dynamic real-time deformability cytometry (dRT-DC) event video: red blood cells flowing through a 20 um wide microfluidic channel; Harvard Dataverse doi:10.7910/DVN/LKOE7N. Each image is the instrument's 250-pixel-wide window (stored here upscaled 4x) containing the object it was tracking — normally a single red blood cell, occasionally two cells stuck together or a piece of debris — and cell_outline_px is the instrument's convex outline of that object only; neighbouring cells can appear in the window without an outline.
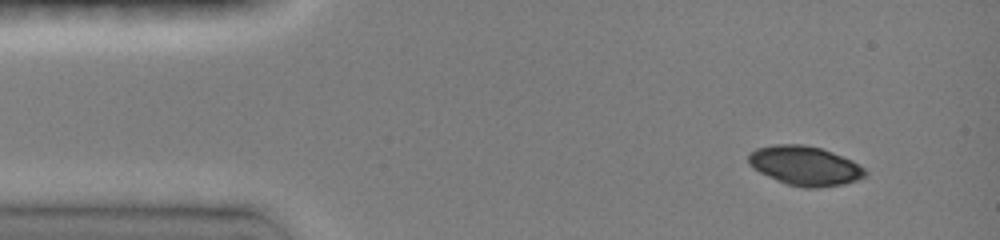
{"species": "common noctule bat (a hibernating species)", "species_latin": "Nyctalus noctula", "temperature_condition": "room temperature", "stored_images_in_passage": 5, "camera_frame_rate_fps": 3000, "um_per_image_px": 0.085, "animal": {"sex": "female", "body_mass_g": 19.0, "forearm_length_mm": 51.5}, "frame": {"image": 1, "passage_image": 1, "time_ms": 0.0, "image_size_px": [1000, 240], "cell_outline_px": [[868, 172], [864, 176], [856, 180], [844, 184], [816, 188], [804, 188], [788, 184], [776, 180], [752, 168], [748, 164], [748, 152], [756, 148], [772, 144], [800, 144], [820, 148], [832, 152], [852, 160], [864, 168]], "centroid_in_image_um": [68.38, 14.08], "position_along_channel_um": 16.6, "area_um2": 26.82}}
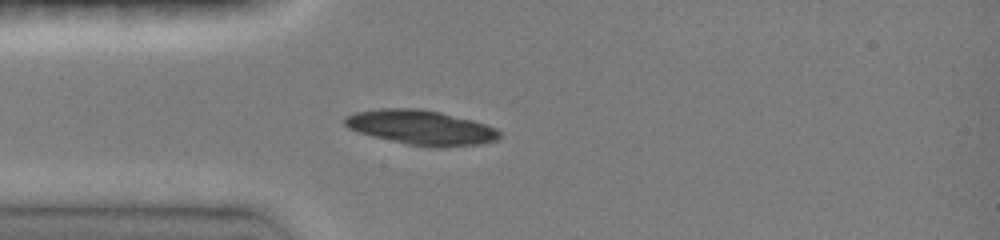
{"frame": {"image": 2, "passage_image": 5, "time_ms": 2.667, "image_size_px": [1000, 240], "cell_outline_px": [[500, 140], [480, 144], [440, 148], [428, 148], [408, 144], [372, 136], [348, 128], [344, 124], [344, 116], [352, 112], [380, 108], [420, 108], [440, 112], [472, 120], [496, 128], [500, 132]], "centroid_in_image_um": [35.79, 10.84], "position_along_channel_um": 49.2, "area_um2": 31.56}}